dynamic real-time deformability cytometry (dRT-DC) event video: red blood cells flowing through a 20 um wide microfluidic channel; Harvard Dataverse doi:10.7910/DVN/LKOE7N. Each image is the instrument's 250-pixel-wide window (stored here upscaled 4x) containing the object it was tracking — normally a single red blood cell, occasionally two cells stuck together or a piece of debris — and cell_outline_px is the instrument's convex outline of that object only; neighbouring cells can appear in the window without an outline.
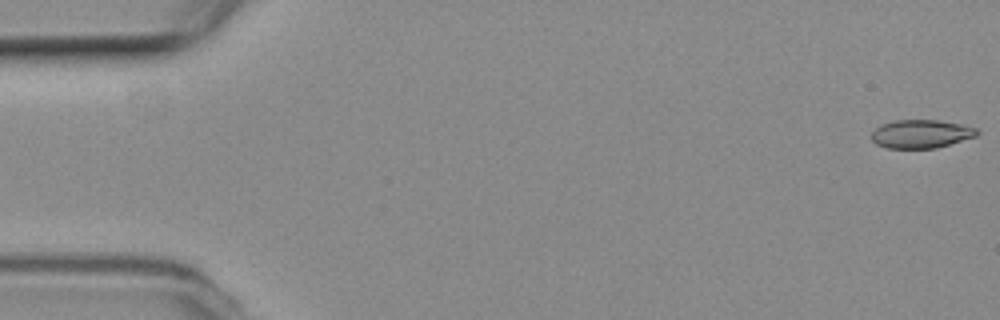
{"species": "common noctule bat (a hibernating species)", "species_latin": "Nyctalus noctula", "temperature_condition": "room temperature", "stored_images_in_passage": 57, "camera_frame_rate_fps": 3000, "um_per_image_px": 0.085, "animal": {"sex": "female", "body_mass_g": 19.3, "forearm_length_mm": 54.1}, "frame": {"image": 1, "passage_image": 1, "time_ms": 0.0, "image_size_px": [1000, 320], "cell_outline_px": [[980, 132], [976, 136], [936, 148], [888, 148], [876, 144], [872, 140], [872, 132], [880, 124], [896, 120], [936, 120], [960, 124], [976, 128]], "centroid_in_image_um": [78.28, 11.38], "position_along_channel_um": 6.7, "area_um2": 17.34}}
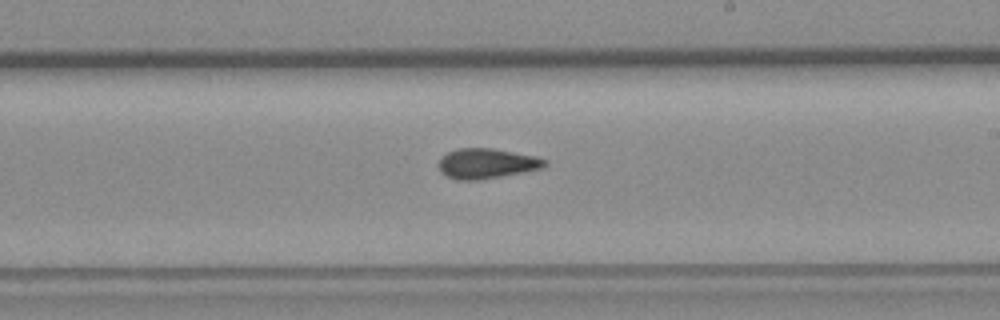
{"frame": {"image": 2, "passage_image": 33, "time_ms": 10.667, "image_size_px": [1000, 320], "cell_outline_px": [[548, 164], [540, 168], [500, 176], [476, 180], [456, 180], [440, 172], [436, 164], [440, 156], [456, 148], [492, 148], [536, 156], [548, 160]], "centroid_in_image_um": [41.3, 13.88], "position_along_channel_um": 247.7, "area_um2": 18.67}}
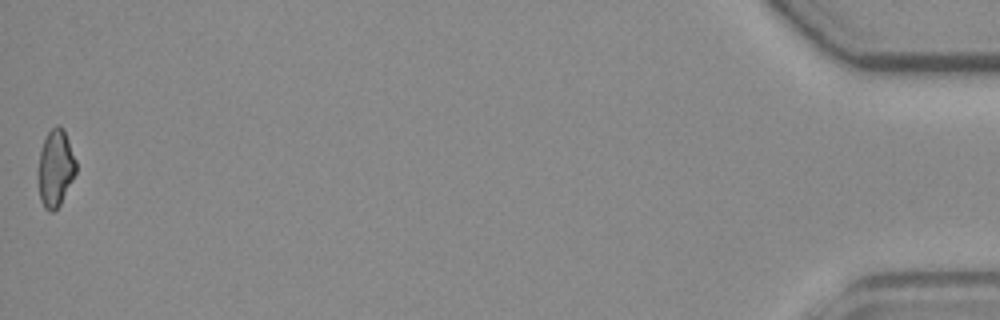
{"frame": {"image": 3, "passage_image": 57, "time_ms": 18.667, "image_size_px": [1000, 320], "cell_outline_px": [[76, 172], [60, 204], [52, 212], [48, 212], [44, 208], [40, 200], [36, 172], [40, 152], [44, 140], [48, 132], [56, 124], [60, 124], [64, 128], [76, 160]], "centroid_in_image_um": [4.69, 14.28], "position_along_channel_um": 430.5, "area_um2": 17.28}, "authors_computed_cell_mechanics": {"area_um2": 18.1492, "velocity_mm_per_s": 3.6001, "shape_relaxation_time_tau1_ms": null, "shape_relaxation_time_tau2_ms": 2.7693, "deformation_change_tau1": null, "deformation_change_tau2": 0.0775}}